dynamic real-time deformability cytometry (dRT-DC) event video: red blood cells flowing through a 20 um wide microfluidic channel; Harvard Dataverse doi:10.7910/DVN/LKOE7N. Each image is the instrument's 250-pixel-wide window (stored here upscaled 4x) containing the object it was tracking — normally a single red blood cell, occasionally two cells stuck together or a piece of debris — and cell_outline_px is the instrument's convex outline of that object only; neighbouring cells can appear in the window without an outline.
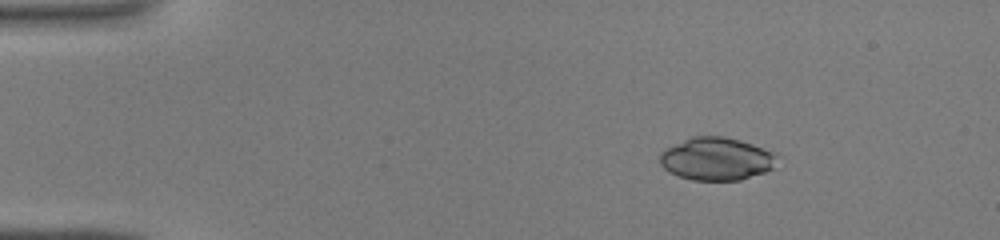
{"species": "common noctule bat (a hibernating species)", "species_latin": "Nyctalus noctula", "temperature_condition": "warm", "stored_images_in_passage": 38, "camera_frame_rate_fps": 3000, "um_per_image_px": 0.085, "animal": {"sex": "male", "body_mass_g": 19.0, "forearm_length_mm": 50.8}, "frame": {"image": 1, "passage_image": 1, "time_ms": 0.0, "image_size_px": [1000, 240], "cell_outline_px": [[776, 156], [772, 168], [764, 172], [740, 180], [692, 180], [668, 172], [660, 164], [660, 152], [692, 136], [724, 136], [740, 140], [776, 152]], "centroid_in_image_um": [60.89, 13.5], "position_along_channel_um": 24.1, "area_um2": 29.02}}
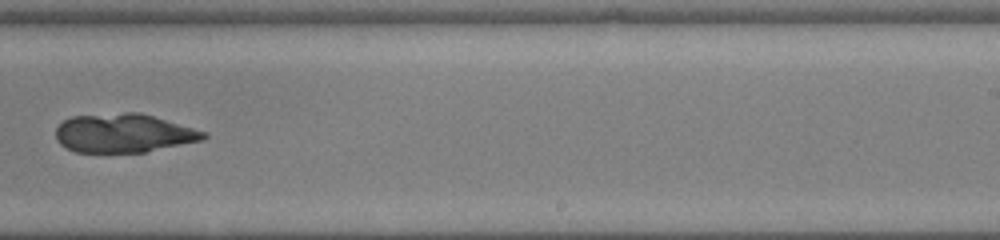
{"frame": {"image": 2, "passage_image": 23, "time_ms": 7.333, "image_size_px": [1000, 240], "cell_outline_px": [[208, 136], [204, 140], [144, 152], [76, 152], [64, 148], [56, 140], [56, 128], [64, 120], [72, 116], [124, 112], [140, 112], [192, 128], [204, 132]], "centroid_in_image_um": [10.47, 11.32], "position_along_channel_um": 278.5, "area_um2": 33.29}}
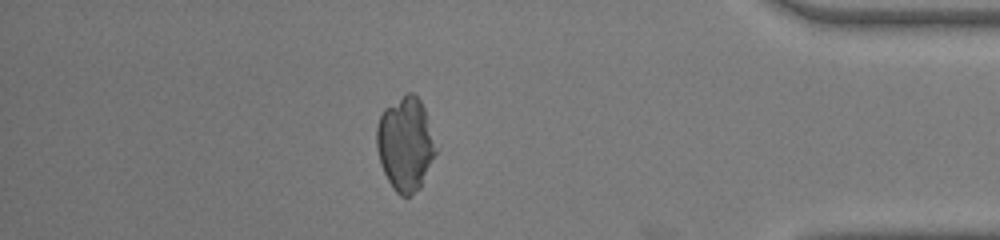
{"frame": {"image": 3, "passage_image": 33, "time_ms": 10.667, "image_size_px": [1000, 240], "cell_outline_px": [[440, 148], [420, 188], [408, 196], [400, 196], [392, 188], [380, 164], [376, 148], [376, 128], [380, 116], [384, 108], [408, 92], [412, 92], [420, 100], [424, 108]], "centroid_in_image_um": [34.49, 12.24], "position_along_channel_um": 400.7, "area_um2": 33.0}}